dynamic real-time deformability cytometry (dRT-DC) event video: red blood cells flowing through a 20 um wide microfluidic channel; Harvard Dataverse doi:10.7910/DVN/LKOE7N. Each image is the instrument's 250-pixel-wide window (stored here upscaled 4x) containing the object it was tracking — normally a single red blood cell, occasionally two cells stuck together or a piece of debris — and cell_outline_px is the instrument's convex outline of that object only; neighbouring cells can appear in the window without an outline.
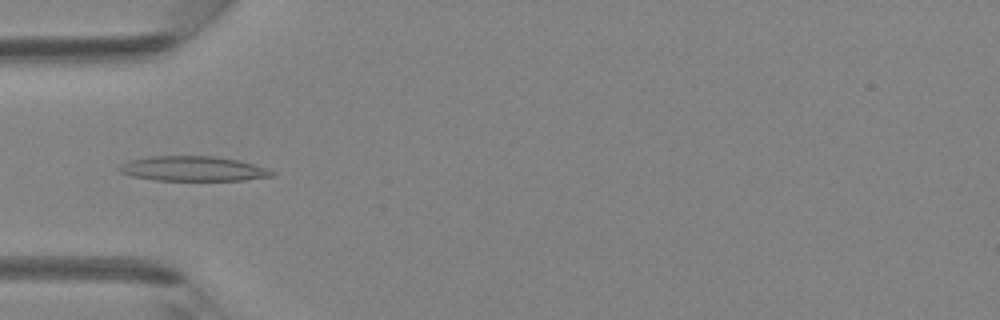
{"species": "Egyptian fruit bat (a non-hibernating species)", "species_latin": "Rousettus aegyptiacus", "temperature_condition": "room temperature", "stored_images_in_passage": 33, "camera_frame_rate_fps": 3000, "um_per_image_px": 0.085, "animal": {"sex": "female"}, "frame": {"image": 1, "passage_image": 5, "time_ms": 1.333, "image_size_px": [1000, 320], "cell_outline_px": [[276, 176], [244, 180], [156, 180], [132, 176], [120, 172], [116, 168], [120, 164], [128, 160], [148, 156], [212, 156], [240, 160], [276, 172]], "centroid_in_image_um": [16.38, 14.33], "position_along_channel_um": 68.6, "area_um2": 22.2}}
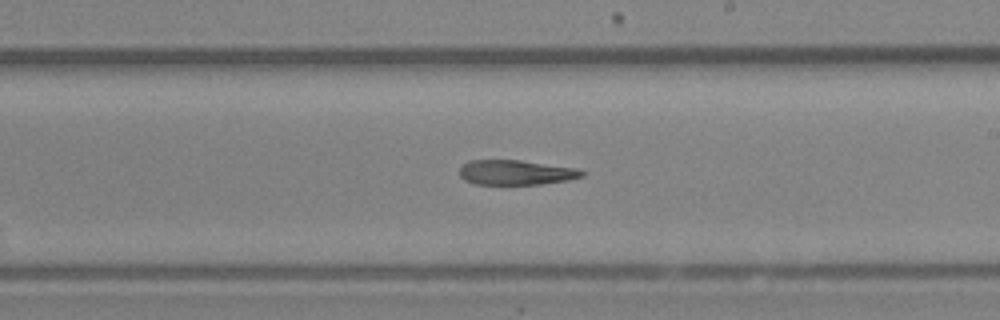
{"frame": {"image": 2, "passage_image": 16, "time_ms": 5.0, "image_size_px": [1000, 320], "cell_outline_px": [[588, 172], [584, 176], [568, 180], [540, 184], [476, 184], [464, 180], [460, 176], [460, 168], [468, 160], [520, 160], [576, 168]], "centroid_in_image_um": [43.88, 14.66], "position_along_channel_um": 245.1, "area_um2": 17.74}}
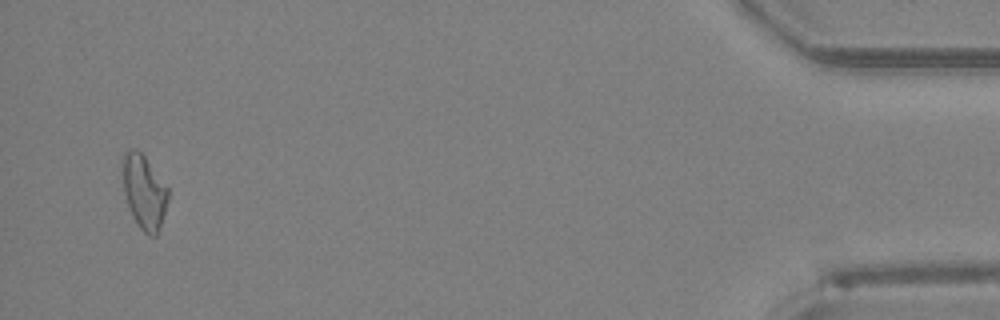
{"frame": {"image": 3, "passage_image": 32, "time_ms": 10.333, "image_size_px": [1000, 320], "cell_outline_px": [[168, 200], [156, 236], [148, 236], [140, 228], [132, 216], [124, 192], [124, 156], [132, 148], [136, 148], [144, 156], [168, 188]], "centroid_in_image_um": [12.27, 16.34], "position_along_channel_um": 422.9, "area_um2": 18.9}}